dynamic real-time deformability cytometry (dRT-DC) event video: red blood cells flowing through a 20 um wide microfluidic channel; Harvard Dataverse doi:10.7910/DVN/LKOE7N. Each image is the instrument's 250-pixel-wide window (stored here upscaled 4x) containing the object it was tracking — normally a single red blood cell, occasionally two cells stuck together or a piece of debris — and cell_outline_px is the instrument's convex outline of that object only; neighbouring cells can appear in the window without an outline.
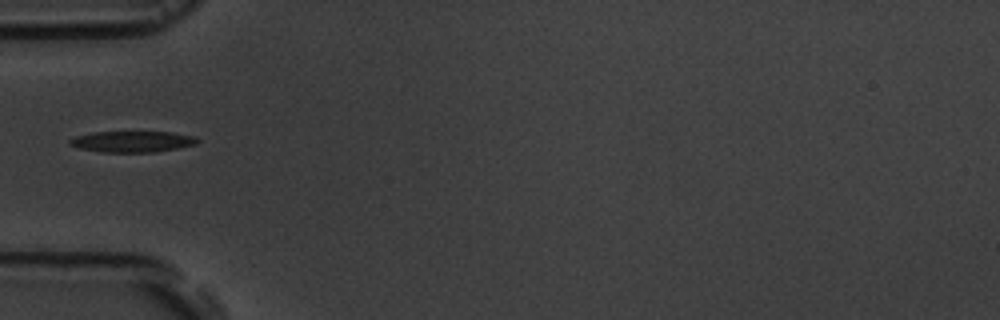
{"species": "common noctule bat (a hibernating species)", "species_latin": "Nyctalus noctula", "temperature_condition": "room temperature", "stored_images_in_passage": 4, "camera_frame_rate_fps": 3000, "um_per_image_px": 0.085, "animal": {"sex": "male", "body_mass_g": 19.5, "forearm_length_mm": 54.6}, "frame": {"image": 1, "passage_image": 1, "time_ms": 0.0, "image_size_px": [1000, 320], "cell_outline_px": [[200, 140], [196, 144], [176, 148], [152, 152], [100, 152], [80, 148], [68, 144], [68, 140], [76, 136], [92, 132], [172, 132], [196, 136]], "centroid_in_image_um": [11.24, 12.03], "position_along_channel_um": 73.8, "area_um2": 15.66}}
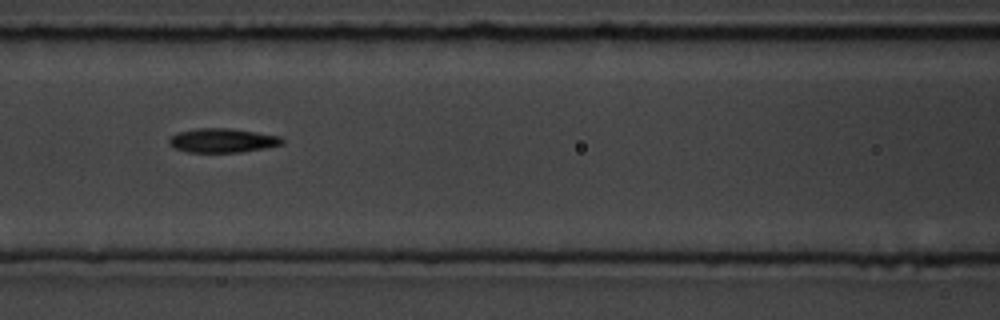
{"frame": {"image": 2, "passage_image": 3, "time_ms": 2.0, "image_size_px": [1000, 320], "cell_outline_px": [[284, 144], [264, 148], [240, 152], [188, 152], [176, 148], [168, 144], [168, 136], [176, 132], [196, 128], [228, 128], [256, 132], [280, 136], [284, 140]], "centroid_in_image_um": [18.87, 11.93], "position_along_channel_um": 147.7, "area_um2": 16.01}}
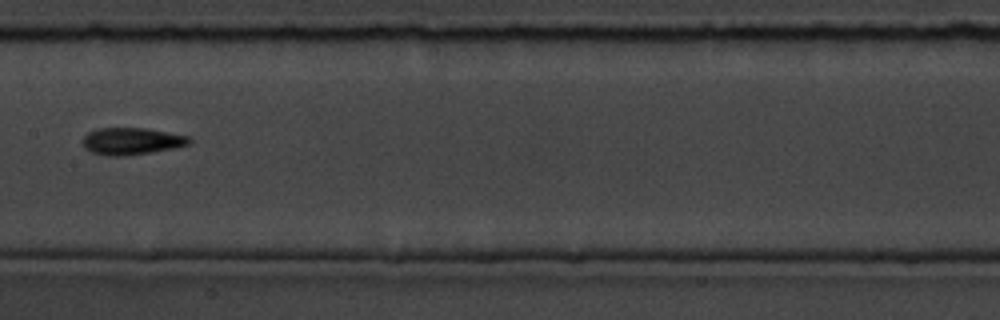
{"frame": {"image": 3, "passage_image": 4, "time_ms": 3.333, "image_size_px": [1000, 320], "cell_outline_px": [[192, 140], [188, 144], [172, 148], [124, 156], [108, 156], [92, 152], [84, 148], [80, 140], [88, 132], [100, 128], [144, 128], [188, 136]], "centroid_in_image_um": [11.11, 12.0], "position_along_channel_um": 196.3, "area_um2": 16.59}}